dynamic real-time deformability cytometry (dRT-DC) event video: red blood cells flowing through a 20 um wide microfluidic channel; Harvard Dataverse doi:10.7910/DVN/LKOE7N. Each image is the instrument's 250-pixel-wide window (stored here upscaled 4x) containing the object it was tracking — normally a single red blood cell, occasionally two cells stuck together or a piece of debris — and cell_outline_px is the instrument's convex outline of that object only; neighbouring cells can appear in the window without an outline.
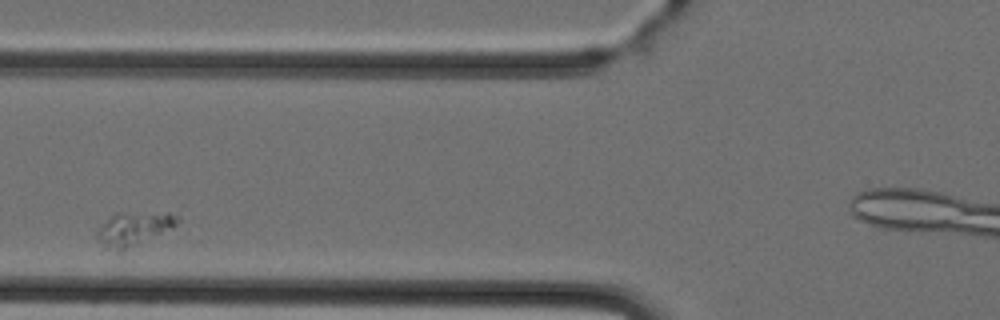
{"species": "Egyptian fruit bat (a non-hibernating species)", "species_latin": "Rousettus aegyptiacus", "temperature_condition": "cold", "stored_images_in_passage": 5, "camera_frame_rate_fps": 3000, "um_per_image_px": 0.085, "animal": {"sex": "female"}, "frame": {"image": 1, "passage_image": 3, "time_ms": 2.333, "image_size_px": [1000, 320], "cell_outline_px": [[180, 220], [172, 228], [120, 256], [104, 248], [96, 236], [96, 232], [116, 212], [168, 212], [180, 216]], "centroid_in_image_um": [11.38, 19.52], "position_along_channel_um": 114.4, "area_um2": 16.7}}